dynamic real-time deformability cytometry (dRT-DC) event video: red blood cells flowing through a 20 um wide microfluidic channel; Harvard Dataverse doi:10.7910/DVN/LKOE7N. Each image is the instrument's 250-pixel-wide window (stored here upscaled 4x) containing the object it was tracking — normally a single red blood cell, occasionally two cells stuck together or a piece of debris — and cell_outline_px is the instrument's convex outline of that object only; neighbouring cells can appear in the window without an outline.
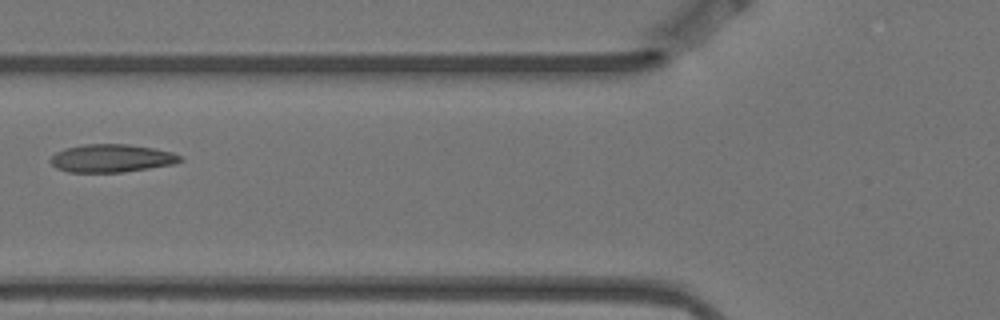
{"species": "Egyptian fruit bat (a non-hibernating species)", "species_latin": "Rousettus aegyptiacus", "temperature_condition": "warm", "stored_images_in_passage": 8, "camera_frame_rate_fps": 3000, "um_per_image_px": 0.085, "animal": {"sex": "female"}, "frame": {"image": 1, "passage_image": 6, "time_ms": 1.667, "image_size_px": [1000, 320], "cell_outline_px": [[184, 160], [172, 164], [124, 172], [68, 172], [56, 168], [48, 160], [56, 152], [64, 148], [84, 144], [128, 144], [152, 148], [172, 152], [180, 156]], "centroid_in_image_um": [9.44, 13.45], "position_along_channel_um": 116.4, "area_um2": 21.1}}
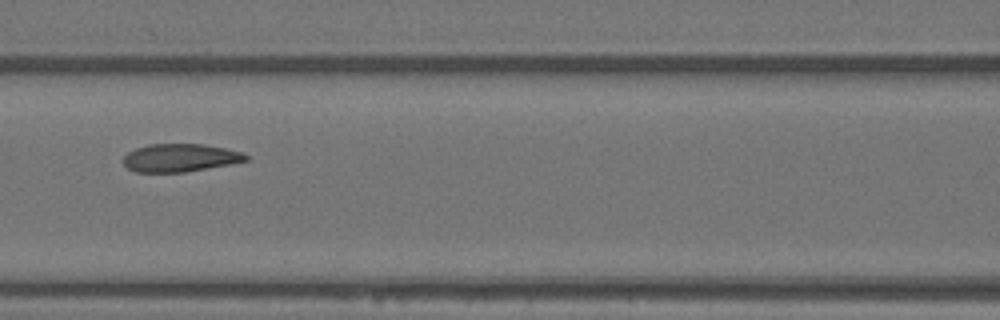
{"frame": {"image": 2, "passage_image": 7, "time_ms": 2.0, "image_size_px": [1000, 320], "cell_outline_px": [[248, 160], [232, 164], [184, 172], [136, 172], [128, 168], [124, 164], [124, 156], [128, 152], [136, 148], [148, 144], [204, 144], [244, 152], [248, 156]], "centroid_in_image_um": [15.33, 13.41], "position_along_channel_um": 151.3, "area_um2": 20.0}}
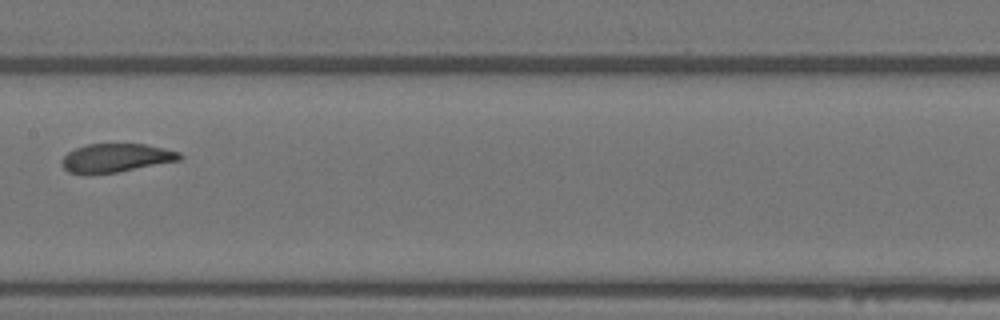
{"frame": {"image": 3, "passage_image": 8, "time_ms": 2.333, "image_size_px": [1000, 320], "cell_outline_px": [[184, 156], [180, 160], [116, 172], [88, 176], [68, 172], [64, 168], [60, 160], [68, 152], [76, 148], [88, 144], [144, 144], [164, 148], [180, 152]], "centroid_in_image_um": [9.82, 13.44], "position_along_channel_um": 197.6, "area_um2": 19.83}}